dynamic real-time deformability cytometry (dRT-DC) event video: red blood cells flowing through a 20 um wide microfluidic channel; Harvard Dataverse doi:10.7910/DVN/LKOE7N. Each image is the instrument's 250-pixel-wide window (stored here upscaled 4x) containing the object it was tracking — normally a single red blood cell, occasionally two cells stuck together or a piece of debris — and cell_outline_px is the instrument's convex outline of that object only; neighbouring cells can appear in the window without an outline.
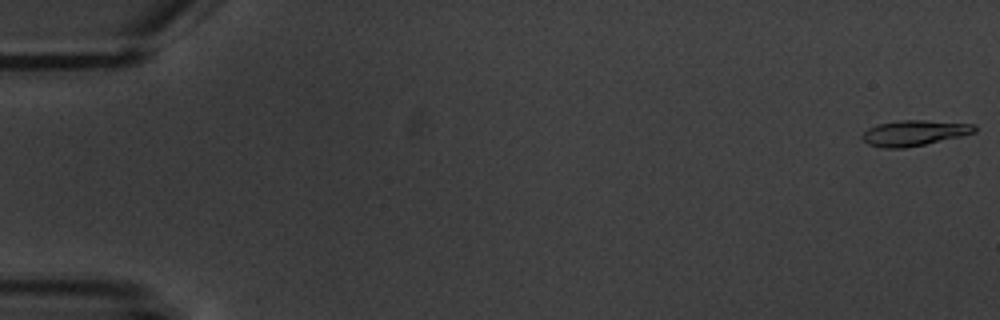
{"species": "common noctule bat (a hibernating species)", "species_latin": "Nyctalus noctula", "temperature_condition": "warm", "stored_images_in_passage": 6, "camera_frame_rate_fps": 3000, "um_per_image_px": 0.085, "animal": {"sex": "male", "body_mass_g": 20.1, "forearm_length_mm": 53.5}, "frame": {"image": 1, "passage_image": 1, "time_ms": 0.0, "image_size_px": [1000, 320], "cell_outline_px": [[976, 132], [960, 136], [924, 144], [904, 148], [884, 148], [868, 144], [860, 136], [868, 128], [876, 124], [900, 120], [924, 120], [976, 124]], "centroid_in_image_um": [77.69, 11.29], "position_along_channel_um": 7.3, "area_um2": 16.65}}
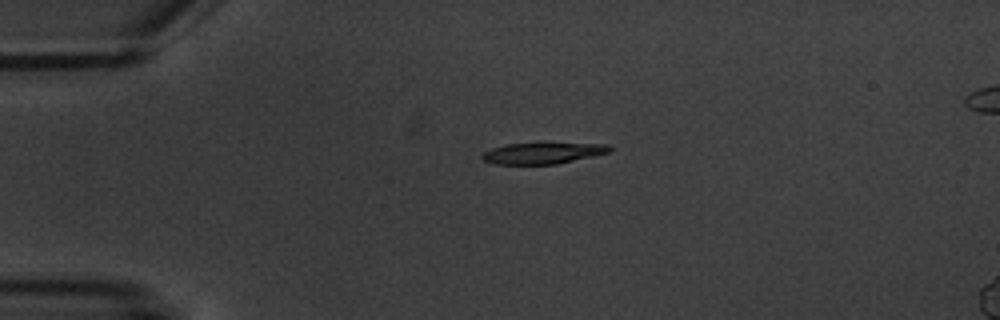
{"frame": {"image": 2, "passage_image": 4, "time_ms": 4.333, "image_size_px": [1000, 320], "cell_outline_px": [[612, 152], [556, 164], [496, 164], [484, 160], [480, 156], [484, 152], [492, 148], [508, 144], [536, 140], [544, 140], [608, 144], [612, 148]], "centroid_in_image_um": [46.22, 12.95], "position_along_channel_um": 38.8, "area_um2": 16.94}}